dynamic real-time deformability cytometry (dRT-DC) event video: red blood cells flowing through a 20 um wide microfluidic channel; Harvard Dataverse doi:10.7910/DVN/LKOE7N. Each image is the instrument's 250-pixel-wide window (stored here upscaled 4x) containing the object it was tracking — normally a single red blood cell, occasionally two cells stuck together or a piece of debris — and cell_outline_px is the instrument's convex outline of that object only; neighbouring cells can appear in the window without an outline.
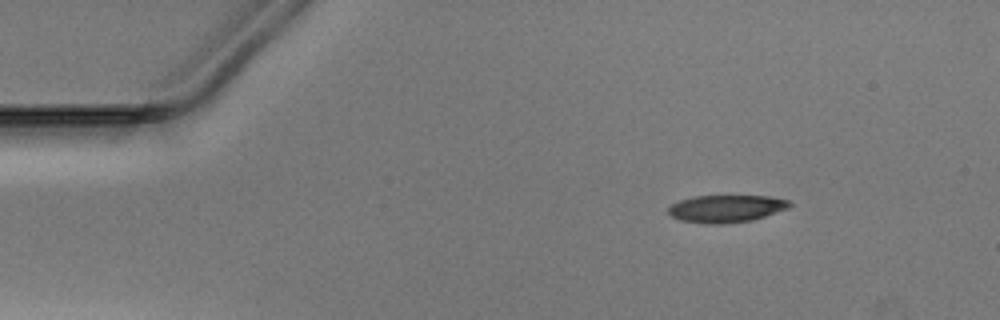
{"species": "Egyptian fruit bat (a non-hibernating species)", "species_latin": "Rousettus aegyptiacus", "temperature_condition": "warm", "stored_images_in_passage": 44, "camera_frame_rate_fps": 3000, "um_per_image_px": 0.085, "animal": {"sex": "male"}, "frame": {"image": 1, "passage_image": 1, "time_ms": 0.0, "image_size_px": [1000, 320], "cell_outline_px": [[792, 204], [788, 208], [752, 220], [724, 224], [708, 224], [680, 220], [672, 216], [668, 212], [668, 208], [672, 204], [680, 200], [696, 196], [768, 196], [788, 200]], "centroid_in_image_um": [61.71, 17.73], "position_along_channel_um": 23.3, "area_um2": 19.19}}
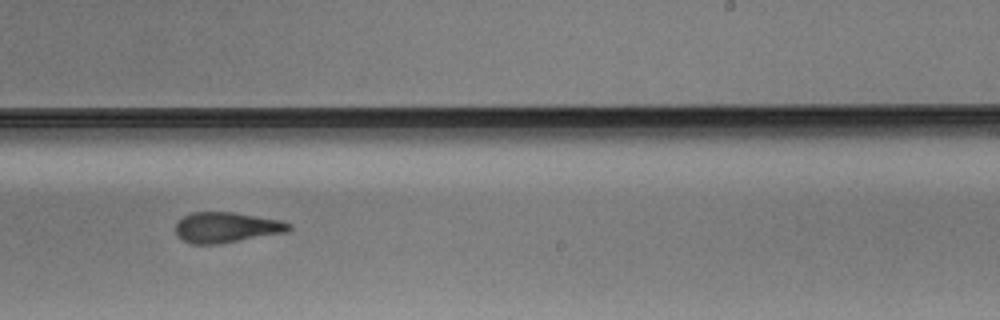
{"frame": {"image": 2, "passage_image": 25, "time_ms": 8.0, "image_size_px": [1000, 320], "cell_outline_px": [[292, 228], [288, 232], [216, 244], [192, 244], [176, 236], [176, 224], [184, 216], [192, 212], [236, 212], [280, 220], [292, 224]], "centroid_in_image_um": [19.27, 19.32], "position_along_channel_um": 269.7, "area_um2": 20.11}}
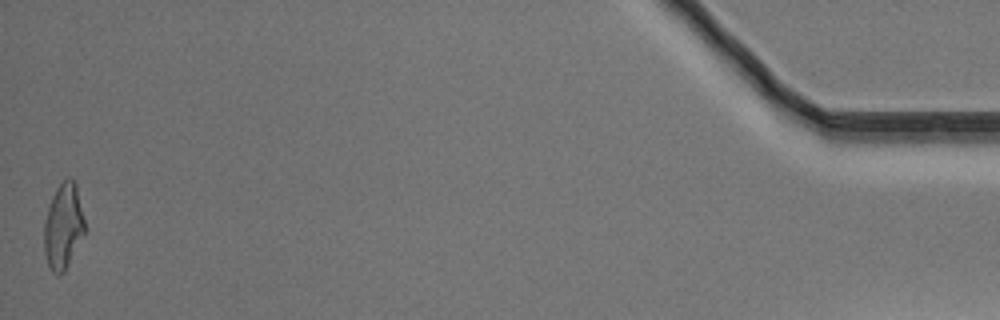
{"frame": {"image": 3, "passage_image": 44, "time_ms": 14.333, "image_size_px": [1000, 320], "cell_outline_px": [[84, 232], [64, 272], [56, 276], [48, 268], [44, 252], [44, 224], [48, 208], [52, 196], [56, 188], [68, 176], [72, 176], [76, 184], [84, 220]], "centroid_in_image_um": [5.35, 19.23], "position_along_channel_um": 429.8, "area_um2": 20.11}}